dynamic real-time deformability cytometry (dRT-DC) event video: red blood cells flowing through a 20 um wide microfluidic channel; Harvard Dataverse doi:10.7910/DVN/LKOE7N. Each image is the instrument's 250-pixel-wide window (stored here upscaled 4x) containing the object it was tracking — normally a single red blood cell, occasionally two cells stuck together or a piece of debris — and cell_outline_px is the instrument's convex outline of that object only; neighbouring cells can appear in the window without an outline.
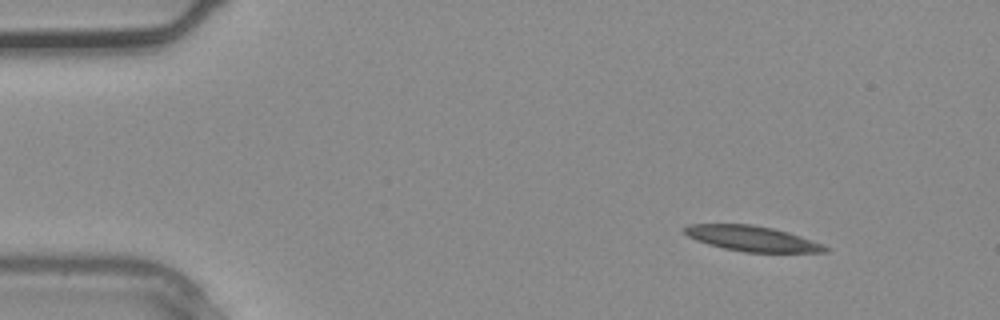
{"species": "common noctule bat (a hibernating species)", "species_latin": "Nyctalus noctula", "temperature_condition": "warm", "stored_images_in_passage": 2, "camera_frame_rate_fps": 3000, "um_per_image_px": 0.085, "animal": {"sex": "male", "body_mass_g": 20.4}, "frame": {"image": 1, "passage_image": 2, "time_ms": 0.333, "image_size_px": [1000, 320], "cell_outline_px": [[828, 252], [744, 252], [724, 248], [708, 244], [696, 240], [688, 236], [684, 232], [684, 228], [688, 224], [752, 224], [772, 228], [788, 232], [824, 244], [828, 248]], "centroid_in_image_um": [63.93, 20.27], "position_along_channel_um": 21.1, "area_um2": 20.63}}